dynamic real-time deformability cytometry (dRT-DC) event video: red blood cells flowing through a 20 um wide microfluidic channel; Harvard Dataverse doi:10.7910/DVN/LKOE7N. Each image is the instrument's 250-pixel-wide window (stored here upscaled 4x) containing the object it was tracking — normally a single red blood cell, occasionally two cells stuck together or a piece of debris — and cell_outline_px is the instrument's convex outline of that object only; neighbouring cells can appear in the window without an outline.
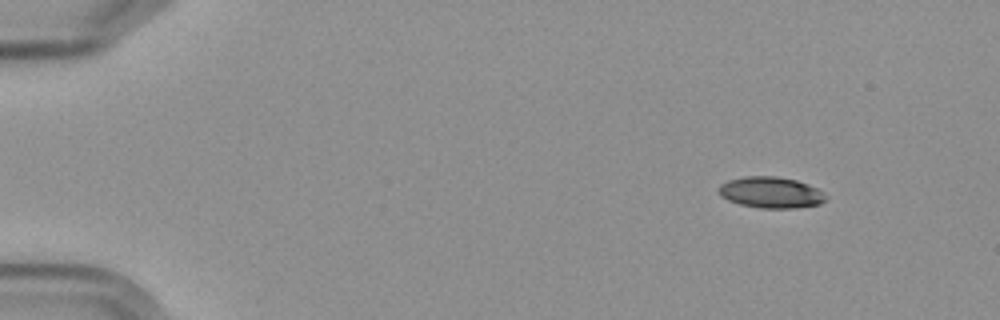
{"species": "Egyptian fruit bat (a non-hibernating species)", "species_latin": "Rousettus aegyptiacus", "temperature_condition": "cold", "stored_images_in_passage": 6, "camera_frame_rate_fps": 3000, "um_per_image_px": 0.085, "frame": {"image": 1, "passage_image": 1, "time_ms": 0.0, "image_size_px": [1000, 320], "cell_outline_px": [[824, 200], [820, 204], [792, 208], [760, 208], [740, 204], [728, 200], [720, 196], [716, 188], [720, 184], [728, 180], [744, 176], [776, 176], [796, 180], [808, 184], [824, 192]], "centroid_in_image_um": [65.46, 16.35], "position_along_channel_um": 19.5, "area_um2": 19.48}}
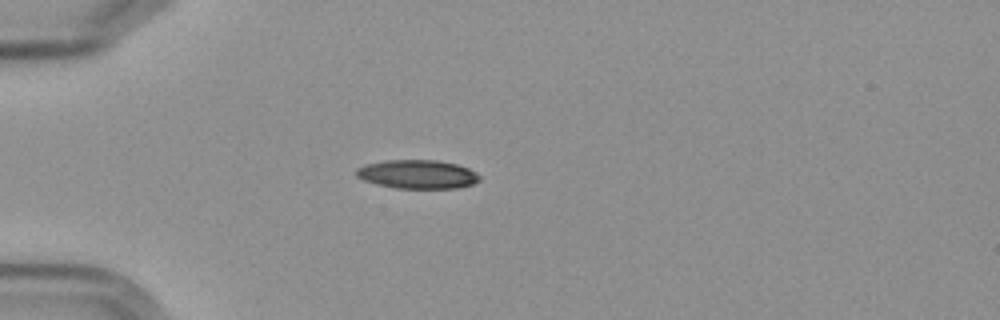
{"frame": {"image": 2, "passage_image": 4, "time_ms": 3.333, "image_size_px": [1000, 320], "cell_outline_px": [[480, 180], [472, 184], [456, 188], [396, 188], [376, 184], [364, 180], [356, 176], [356, 168], [364, 164], [384, 160], [436, 160], [456, 164], [468, 168], [476, 172], [480, 176]], "centroid_in_image_um": [35.46, 14.8], "position_along_channel_um": 49.5, "area_um2": 20.69}}
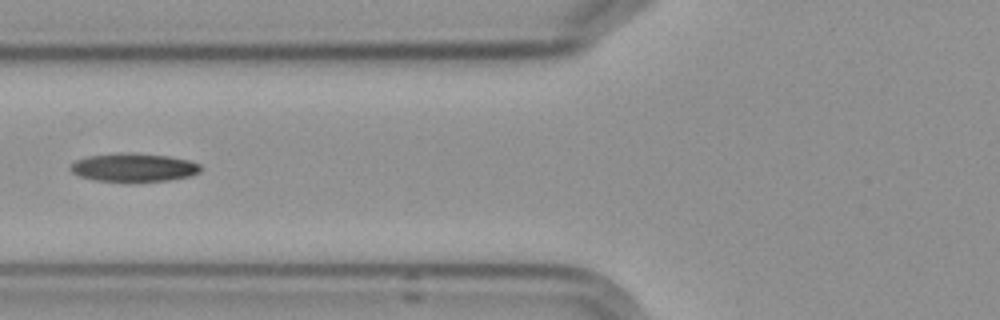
{"frame": {"image": 3, "passage_image": 6, "time_ms": 5.667, "image_size_px": [1000, 320], "cell_outline_px": [[200, 172], [192, 176], [168, 180], [96, 180], [80, 176], [72, 172], [68, 168], [76, 160], [88, 156], [116, 152], [132, 152], [168, 156], [188, 160], [200, 164]], "centroid_in_image_um": [11.36, 14.2], "position_along_channel_um": 114.4, "area_um2": 21.27}}